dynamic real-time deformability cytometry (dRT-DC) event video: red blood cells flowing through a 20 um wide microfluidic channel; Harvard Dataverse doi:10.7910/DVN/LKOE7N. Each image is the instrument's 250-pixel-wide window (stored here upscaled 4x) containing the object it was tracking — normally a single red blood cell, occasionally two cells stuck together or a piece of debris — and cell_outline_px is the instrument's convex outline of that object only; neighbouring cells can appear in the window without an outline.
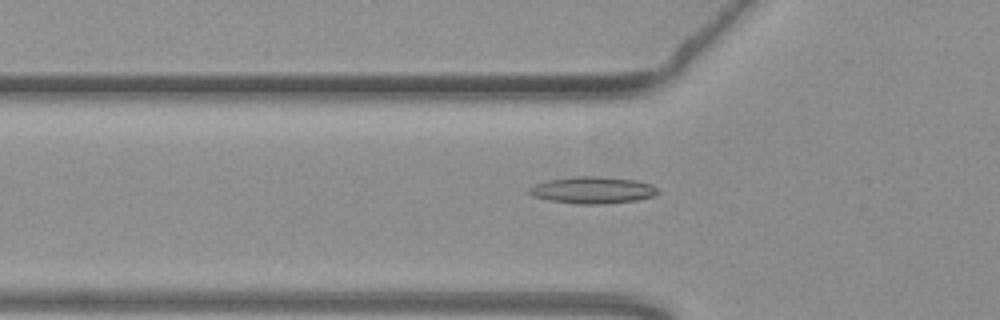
{"species": "common noctule bat (a hibernating species)", "species_latin": "Nyctalus noctula", "temperature_condition": "warm", "stored_images_in_passage": 55, "camera_frame_rate_fps": 3000, "um_per_image_px": 0.085, "animal": {"sex": "female", "body_mass_g": 19.3, "forearm_length_mm": 54.1}, "frame": {"image": 1, "passage_image": 19, "time_ms": 6.0, "image_size_px": [1000, 320], "cell_outline_px": [[660, 192], [652, 196], [636, 200], [600, 204], [576, 204], [548, 200], [532, 196], [528, 192], [528, 188], [536, 184], [548, 180], [576, 176], [600, 176], [636, 180], [652, 184]], "centroid_in_image_um": [50.36, 16.15], "position_along_channel_um": 75.4, "area_um2": 20.11}}
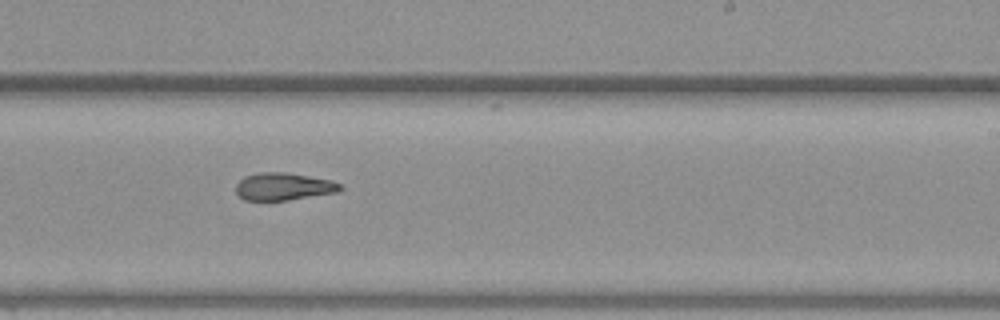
{"frame": {"image": 2, "passage_image": 34, "time_ms": 11.0, "image_size_px": [1000, 320], "cell_outline_px": [[344, 188], [336, 192], [288, 200], [244, 200], [236, 192], [236, 184], [244, 176], [260, 172], [284, 172], [332, 180], [340, 184]], "centroid_in_image_um": [24.09, 15.85], "position_along_channel_um": 264.9, "area_um2": 16.59}}
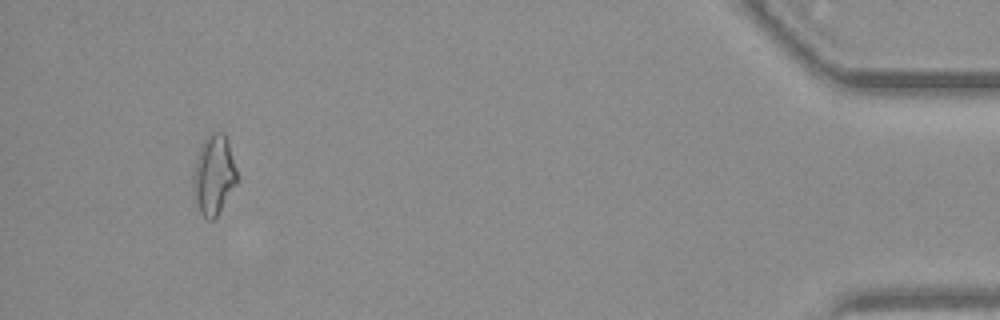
{"frame": {"image": 3, "passage_image": 52, "time_ms": 17.0, "image_size_px": [1000, 320], "cell_outline_px": [[236, 184], [216, 216], [212, 220], [208, 220], [200, 212], [196, 200], [192, 180], [196, 160], [200, 148], [204, 140], [212, 132], [224, 132], [228, 140], [236, 168]], "centroid_in_image_um": [18.18, 14.84], "position_along_channel_um": 417.0, "area_um2": 19.83}}